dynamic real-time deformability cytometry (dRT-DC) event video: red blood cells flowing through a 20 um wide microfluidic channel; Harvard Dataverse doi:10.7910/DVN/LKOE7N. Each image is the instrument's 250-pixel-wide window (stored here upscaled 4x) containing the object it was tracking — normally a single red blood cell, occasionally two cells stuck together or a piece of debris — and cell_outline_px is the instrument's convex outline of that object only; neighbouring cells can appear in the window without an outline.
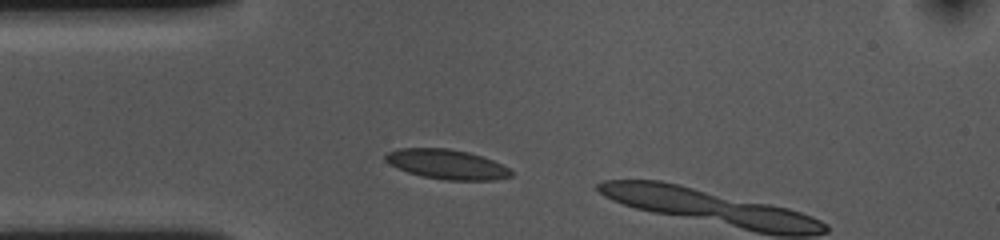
{"species": "common noctule bat (a hibernating species)", "species_latin": "Nyctalus noctula", "temperature_condition": "cold", "stored_images_in_passage": 3, "camera_frame_rate_fps": 3000, "um_per_image_px": 0.085, "animal": {"sex": "female", "body_mass_g": 10.0, "forearm_length_mm": 53.1}, "frame": {"image": 1, "passage_image": 1, "time_ms": 0.0, "image_size_px": [1000, 240], "cell_outline_px": [[512, 176], [496, 180], [444, 180], [424, 176], [408, 172], [388, 164], [384, 160], [384, 156], [388, 152], [396, 148], [448, 148], [468, 152], [492, 160], [508, 168], [512, 172]], "centroid_in_image_um": [37.94, 13.96], "position_along_channel_um": 47.1, "area_um2": 21.68}}